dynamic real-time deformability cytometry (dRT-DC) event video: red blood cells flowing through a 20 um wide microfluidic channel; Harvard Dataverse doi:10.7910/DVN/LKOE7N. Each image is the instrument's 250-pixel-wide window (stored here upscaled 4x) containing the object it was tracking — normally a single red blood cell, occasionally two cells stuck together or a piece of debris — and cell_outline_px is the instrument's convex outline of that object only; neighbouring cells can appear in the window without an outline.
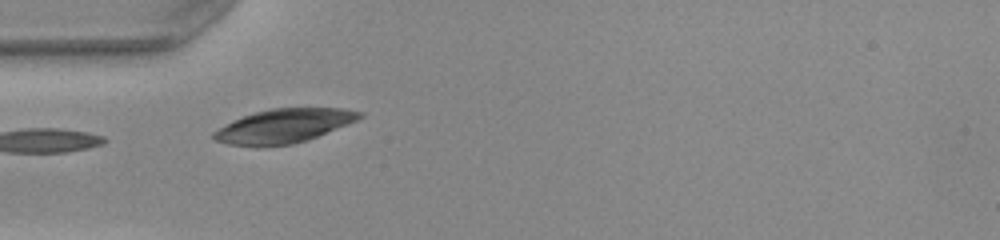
{"species": "common noctule bat (a hibernating species)", "species_latin": "Nyctalus noctula", "temperature_condition": "warm", "stored_images_in_passage": 23, "camera_frame_rate_fps": 3000, "um_per_image_px": 0.085, "animal": {"sex": "female", "body_mass_g": 22.0, "forearm_length_mm": 56.7}, "frame": {"image": 1, "passage_image": 1, "time_ms": 0.0, "image_size_px": [1000, 240], "cell_outline_px": [[364, 116], [348, 124], [308, 140], [292, 144], [256, 148], [228, 144], [216, 140], [212, 136], [212, 132], [232, 120], [256, 112], [272, 108], [344, 108], [364, 112]], "centroid_in_image_um": [24.11, 10.72], "position_along_channel_um": 60.9, "area_um2": 29.13}}